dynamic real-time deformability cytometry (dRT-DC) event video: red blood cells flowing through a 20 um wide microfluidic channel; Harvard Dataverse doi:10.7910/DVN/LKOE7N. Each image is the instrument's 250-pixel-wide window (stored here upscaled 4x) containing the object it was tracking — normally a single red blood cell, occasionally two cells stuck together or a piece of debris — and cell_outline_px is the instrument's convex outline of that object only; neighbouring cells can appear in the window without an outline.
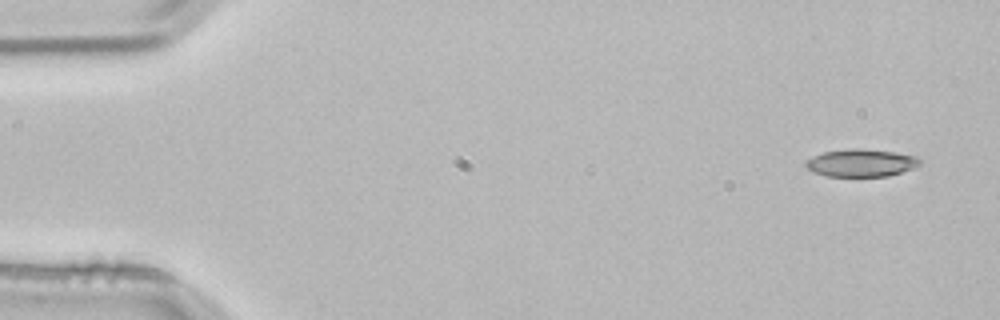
{"species": "common noctule bat (a hibernating species)", "species_latin": "Nyctalus noctula", "temperature_condition": "room temperature", "stored_images_in_passage": 4, "camera_frame_rate_fps": 3000, "um_per_image_px": 0.085, "animal": {"sex": "male", "body_mass_g": 21.5, "forearm_length_mm": 52.0}, "frame": {"image": 1, "passage_image": 1, "time_ms": 0.0, "image_size_px": [1000, 320], "cell_outline_px": [[920, 164], [912, 168], [888, 176], [824, 176], [812, 172], [804, 164], [812, 156], [824, 152], [852, 148], [856, 148], [896, 152], [920, 156]], "centroid_in_image_um": [73.2, 13.84], "position_along_channel_um": 11.8, "area_um2": 18.32}}
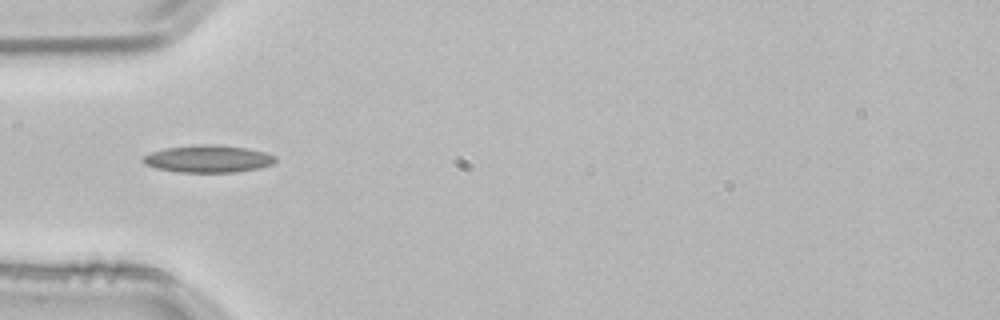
{"frame": {"image": 2, "passage_image": 4, "time_ms": 1.0, "image_size_px": [1000, 320], "cell_outline_px": [[276, 160], [272, 164], [260, 168], [236, 172], [180, 172], [156, 168], [144, 164], [144, 156], [152, 152], [164, 148], [200, 144], [216, 144], [248, 148], [264, 152], [276, 156]], "centroid_in_image_um": [17.72, 13.49], "position_along_channel_um": 67.3, "area_um2": 21.04}}